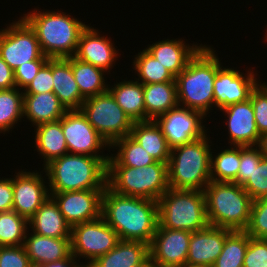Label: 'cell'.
<instances>
[{"label": "cell", "instance_id": "cell-1", "mask_svg": "<svg viewBox=\"0 0 267 267\" xmlns=\"http://www.w3.org/2000/svg\"><path fill=\"white\" fill-rule=\"evenodd\" d=\"M101 216L116 231L120 240L150 245L159 224L158 202L117 194L106 186L102 195Z\"/></svg>", "mask_w": 267, "mask_h": 267}, {"label": "cell", "instance_id": "cell-2", "mask_svg": "<svg viewBox=\"0 0 267 267\" xmlns=\"http://www.w3.org/2000/svg\"><path fill=\"white\" fill-rule=\"evenodd\" d=\"M108 159L69 153L54 159L44 167L49 193L104 190Z\"/></svg>", "mask_w": 267, "mask_h": 267}, {"label": "cell", "instance_id": "cell-3", "mask_svg": "<svg viewBox=\"0 0 267 267\" xmlns=\"http://www.w3.org/2000/svg\"><path fill=\"white\" fill-rule=\"evenodd\" d=\"M213 50L204 45L175 77L179 105L205 116L215 104L213 83L217 71L223 67Z\"/></svg>", "mask_w": 267, "mask_h": 267}, {"label": "cell", "instance_id": "cell-4", "mask_svg": "<svg viewBox=\"0 0 267 267\" xmlns=\"http://www.w3.org/2000/svg\"><path fill=\"white\" fill-rule=\"evenodd\" d=\"M36 10L22 18L34 30L42 53L49 59L75 56L80 35L88 25L64 12Z\"/></svg>", "mask_w": 267, "mask_h": 267}, {"label": "cell", "instance_id": "cell-5", "mask_svg": "<svg viewBox=\"0 0 267 267\" xmlns=\"http://www.w3.org/2000/svg\"><path fill=\"white\" fill-rule=\"evenodd\" d=\"M209 225L245 231L250 221L253 199L233 182L210 181L204 188Z\"/></svg>", "mask_w": 267, "mask_h": 267}, {"label": "cell", "instance_id": "cell-6", "mask_svg": "<svg viewBox=\"0 0 267 267\" xmlns=\"http://www.w3.org/2000/svg\"><path fill=\"white\" fill-rule=\"evenodd\" d=\"M207 136L171 149L168 162L169 188L204 191L210 183L212 149Z\"/></svg>", "mask_w": 267, "mask_h": 267}, {"label": "cell", "instance_id": "cell-7", "mask_svg": "<svg viewBox=\"0 0 267 267\" xmlns=\"http://www.w3.org/2000/svg\"><path fill=\"white\" fill-rule=\"evenodd\" d=\"M107 186L117 194L158 201L169 189L168 163L155 161L141 168L107 166Z\"/></svg>", "mask_w": 267, "mask_h": 267}, {"label": "cell", "instance_id": "cell-8", "mask_svg": "<svg viewBox=\"0 0 267 267\" xmlns=\"http://www.w3.org/2000/svg\"><path fill=\"white\" fill-rule=\"evenodd\" d=\"M157 202L158 227L194 232L209 225L204 191L169 188Z\"/></svg>", "mask_w": 267, "mask_h": 267}, {"label": "cell", "instance_id": "cell-9", "mask_svg": "<svg viewBox=\"0 0 267 267\" xmlns=\"http://www.w3.org/2000/svg\"><path fill=\"white\" fill-rule=\"evenodd\" d=\"M80 110L109 146L131 133L134 122L109 91L85 99Z\"/></svg>", "mask_w": 267, "mask_h": 267}, {"label": "cell", "instance_id": "cell-10", "mask_svg": "<svg viewBox=\"0 0 267 267\" xmlns=\"http://www.w3.org/2000/svg\"><path fill=\"white\" fill-rule=\"evenodd\" d=\"M71 253L75 259H89L91 264L99 256L112 250L120 241L116 231L109 226L104 218L80 223L71 227Z\"/></svg>", "mask_w": 267, "mask_h": 267}, {"label": "cell", "instance_id": "cell-11", "mask_svg": "<svg viewBox=\"0 0 267 267\" xmlns=\"http://www.w3.org/2000/svg\"><path fill=\"white\" fill-rule=\"evenodd\" d=\"M0 57L13 71L27 62L49 59L42 53L34 30L22 17L0 30Z\"/></svg>", "mask_w": 267, "mask_h": 267}, {"label": "cell", "instance_id": "cell-12", "mask_svg": "<svg viewBox=\"0 0 267 267\" xmlns=\"http://www.w3.org/2000/svg\"><path fill=\"white\" fill-rule=\"evenodd\" d=\"M180 106L154 119L171 149L199 139L207 131L202 123L206 116L202 112Z\"/></svg>", "mask_w": 267, "mask_h": 267}, {"label": "cell", "instance_id": "cell-13", "mask_svg": "<svg viewBox=\"0 0 267 267\" xmlns=\"http://www.w3.org/2000/svg\"><path fill=\"white\" fill-rule=\"evenodd\" d=\"M62 131L69 153L109 157L97 153L103 147L107 146L109 148L110 146L88 122L87 117L81 110H68L65 113L62 117Z\"/></svg>", "mask_w": 267, "mask_h": 267}, {"label": "cell", "instance_id": "cell-14", "mask_svg": "<svg viewBox=\"0 0 267 267\" xmlns=\"http://www.w3.org/2000/svg\"><path fill=\"white\" fill-rule=\"evenodd\" d=\"M192 232L157 227L149 245V257L155 267H184Z\"/></svg>", "mask_w": 267, "mask_h": 267}, {"label": "cell", "instance_id": "cell-15", "mask_svg": "<svg viewBox=\"0 0 267 267\" xmlns=\"http://www.w3.org/2000/svg\"><path fill=\"white\" fill-rule=\"evenodd\" d=\"M103 191L80 190L49 194L57 203L66 222L72 227L101 216Z\"/></svg>", "mask_w": 267, "mask_h": 267}, {"label": "cell", "instance_id": "cell-16", "mask_svg": "<svg viewBox=\"0 0 267 267\" xmlns=\"http://www.w3.org/2000/svg\"><path fill=\"white\" fill-rule=\"evenodd\" d=\"M44 178L39 172H18L12 178L13 210L29 220L50 197Z\"/></svg>", "mask_w": 267, "mask_h": 267}, {"label": "cell", "instance_id": "cell-17", "mask_svg": "<svg viewBox=\"0 0 267 267\" xmlns=\"http://www.w3.org/2000/svg\"><path fill=\"white\" fill-rule=\"evenodd\" d=\"M254 72L247 76L232 68H220L214 79L215 107L223 109L228 105L244 102L250 98L252 90L259 83Z\"/></svg>", "mask_w": 267, "mask_h": 267}, {"label": "cell", "instance_id": "cell-18", "mask_svg": "<svg viewBox=\"0 0 267 267\" xmlns=\"http://www.w3.org/2000/svg\"><path fill=\"white\" fill-rule=\"evenodd\" d=\"M232 230L208 225L191 234L186 265L212 266Z\"/></svg>", "mask_w": 267, "mask_h": 267}, {"label": "cell", "instance_id": "cell-19", "mask_svg": "<svg viewBox=\"0 0 267 267\" xmlns=\"http://www.w3.org/2000/svg\"><path fill=\"white\" fill-rule=\"evenodd\" d=\"M229 142L231 146H256L260 134L255 122L254 109L251 100L226 106Z\"/></svg>", "mask_w": 267, "mask_h": 267}, {"label": "cell", "instance_id": "cell-20", "mask_svg": "<svg viewBox=\"0 0 267 267\" xmlns=\"http://www.w3.org/2000/svg\"><path fill=\"white\" fill-rule=\"evenodd\" d=\"M99 35L96 29L87 26L80 35L74 57L107 72L116 62L118 53L110 39Z\"/></svg>", "mask_w": 267, "mask_h": 267}, {"label": "cell", "instance_id": "cell-21", "mask_svg": "<svg viewBox=\"0 0 267 267\" xmlns=\"http://www.w3.org/2000/svg\"><path fill=\"white\" fill-rule=\"evenodd\" d=\"M26 236L23 247L33 267L59 262L72 256L70 238H52L33 232Z\"/></svg>", "mask_w": 267, "mask_h": 267}, {"label": "cell", "instance_id": "cell-22", "mask_svg": "<svg viewBox=\"0 0 267 267\" xmlns=\"http://www.w3.org/2000/svg\"><path fill=\"white\" fill-rule=\"evenodd\" d=\"M183 40H162L153 43L145 50L167 68L175 77L182 72L188 62L197 54L203 45H185Z\"/></svg>", "mask_w": 267, "mask_h": 267}, {"label": "cell", "instance_id": "cell-23", "mask_svg": "<svg viewBox=\"0 0 267 267\" xmlns=\"http://www.w3.org/2000/svg\"><path fill=\"white\" fill-rule=\"evenodd\" d=\"M67 111L54 92L23 96V116H26L35 127L60 120Z\"/></svg>", "mask_w": 267, "mask_h": 267}, {"label": "cell", "instance_id": "cell-24", "mask_svg": "<svg viewBox=\"0 0 267 267\" xmlns=\"http://www.w3.org/2000/svg\"><path fill=\"white\" fill-rule=\"evenodd\" d=\"M34 233L52 238H71V226L50 196L28 220Z\"/></svg>", "mask_w": 267, "mask_h": 267}, {"label": "cell", "instance_id": "cell-25", "mask_svg": "<svg viewBox=\"0 0 267 267\" xmlns=\"http://www.w3.org/2000/svg\"><path fill=\"white\" fill-rule=\"evenodd\" d=\"M53 92L67 110H80L84 98L65 58L52 59Z\"/></svg>", "mask_w": 267, "mask_h": 267}, {"label": "cell", "instance_id": "cell-26", "mask_svg": "<svg viewBox=\"0 0 267 267\" xmlns=\"http://www.w3.org/2000/svg\"><path fill=\"white\" fill-rule=\"evenodd\" d=\"M149 256V245L140 241L120 240L105 255L95 259L91 267H134Z\"/></svg>", "mask_w": 267, "mask_h": 267}, {"label": "cell", "instance_id": "cell-27", "mask_svg": "<svg viewBox=\"0 0 267 267\" xmlns=\"http://www.w3.org/2000/svg\"><path fill=\"white\" fill-rule=\"evenodd\" d=\"M130 136L156 161L169 162L171 148L154 120L134 122Z\"/></svg>", "mask_w": 267, "mask_h": 267}, {"label": "cell", "instance_id": "cell-28", "mask_svg": "<svg viewBox=\"0 0 267 267\" xmlns=\"http://www.w3.org/2000/svg\"><path fill=\"white\" fill-rule=\"evenodd\" d=\"M145 121L154 120L179 105L176 82L143 84Z\"/></svg>", "mask_w": 267, "mask_h": 267}, {"label": "cell", "instance_id": "cell-29", "mask_svg": "<svg viewBox=\"0 0 267 267\" xmlns=\"http://www.w3.org/2000/svg\"><path fill=\"white\" fill-rule=\"evenodd\" d=\"M35 145L44 157V167L54 159L68 154L66 139L62 131V118L36 126Z\"/></svg>", "mask_w": 267, "mask_h": 267}, {"label": "cell", "instance_id": "cell-30", "mask_svg": "<svg viewBox=\"0 0 267 267\" xmlns=\"http://www.w3.org/2000/svg\"><path fill=\"white\" fill-rule=\"evenodd\" d=\"M138 81H121L108 87L117 104L131 118L133 122L145 121V103L143 84Z\"/></svg>", "mask_w": 267, "mask_h": 267}, {"label": "cell", "instance_id": "cell-31", "mask_svg": "<svg viewBox=\"0 0 267 267\" xmlns=\"http://www.w3.org/2000/svg\"><path fill=\"white\" fill-rule=\"evenodd\" d=\"M65 59L71 64L73 76L84 99L108 91L103 77L104 70L82 62L74 56Z\"/></svg>", "mask_w": 267, "mask_h": 267}, {"label": "cell", "instance_id": "cell-32", "mask_svg": "<svg viewBox=\"0 0 267 267\" xmlns=\"http://www.w3.org/2000/svg\"><path fill=\"white\" fill-rule=\"evenodd\" d=\"M119 147L116 156H109L107 166H129L141 168L156 160L130 135L116 140L111 146Z\"/></svg>", "mask_w": 267, "mask_h": 267}, {"label": "cell", "instance_id": "cell-33", "mask_svg": "<svg viewBox=\"0 0 267 267\" xmlns=\"http://www.w3.org/2000/svg\"><path fill=\"white\" fill-rule=\"evenodd\" d=\"M210 181L233 182L240 167V146L221 150L215 158L211 152Z\"/></svg>", "mask_w": 267, "mask_h": 267}, {"label": "cell", "instance_id": "cell-34", "mask_svg": "<svg viewBox=\"0 0 267 267\" xmlns=\"http://www.w3.org/2000/svg\"><path fill=\"white\" fill-rule=\"evenodd\" d=\"M248 243L249 235L245 231H232L212 267H243Z\"/></svg>", "mask_w": 267, "mask_h": 267}, {"label": "cell", "instance_id": "cell-35", "mask_svg": "<svg viewBox=\"0 0 267 267\" xmlns=\"http://www.w3.org/2000/svg\"><path fill=\"white\" fill-rule=\"evenodd\" d=\"M133 63L142 84L175 82V76L146 50L140 51Z\"/></svg>", "mask_w": 267, "mask_h": 267}, {"label": "cell", "instance_id": "cell-36", "mask_svg": "<svg viewBox=\"0 0 267 267\" xmlns=\"http://www.w3.org/2000/svg\"><path fill=\"white\" fill-rule=\"evenodd\" d=\"M14 87L0 90V133L10 131L23 117V91Z\"/></svg>", "mask_w": 267, "mask_h": 267}, {"label": "cell", "instance_id": "cell-37", "mask_svg": "<svg viewBox=\"0 0 267 267\" xmlns=\"http://www.w3.org/2000/svg\"><path fill=\"white\" fill-rule=\"evenodd\" d=\"M28 220L14 210L0 212V247L23 245Z\"/></svg>", "mask_w": 267, "mask_h": 267}, {"label": "cell", "instance_id": "cell-38", "mask_svg": "<svg viewBox=\"0 0 267 267\" xmlns=\"http://www.w3.org/2000/svg\"><path fill=\"white\" fill-rule=\"evenodd\" d=\"M245 232L253 238L267 239V197L252 202L250 221Z\"/></svg>", "mask_w": 267, "mask_h": 267}, {"label": "cell", "instance_id": "cell-39", "mask_svg": "<svg viewBox=\"0 0 267 267\" xmlns=\"http://www.w3.org/2000/svg\"><path fill=\"white\" fill-rule=\"evenodd\" d=\"M263 155L257 146H240V167L236 177V184L243 186L258 168Z\"/></svg>", "mask_w": 267, "mask_h": 267}, {"label": "cell", "instance_id": "cell-40", "mask_svg": "<svg viewBox=\"0 0 267 267\" xmlns=\"http://www.w3.org/2000/svg\"><path fill=\"white\" fill-rule=\"evenodd\" d=\"M249 99L254 109L255 122L261 136L267 133V84H257Z\"/></svg>", "mask_w": 267, "mask_h": 267}, {"label": "cell", "instance_id": "cell-41", "mask_svg": "<svg viewBox=\"0 0 267 267\" xmlns=\"http://www.w3.org/2000/svg\"><path fill=\"white\" fill-rule=\"evenodd\" d=\"M254 200L267 197V158H262L251 178L242 186Z\"/></svg>", "mask_w": 267, "mask_h": 267}, {"label": "cell", "instance_id": "cell-42", "mask_svg": "<svg viewBox=\"0 0 267 267\" xmlns=\"http://www.w3.org/2000/svg\"><path fill=\"white\" fill-rule=\"evenodd\" d=\"M267 266V239L249 236L248 248L245 253L243 267Z\"/></svg>", "mask_w": 267, "mask_h": 267}, {"label": "cell", "instance_id": "cell-43", "mask_svg": "<svg viewBox=\"0 0 267 267\" xmlns=\"http://www.w3.org/2000/svg\"><path fill=\"white\" fill-rule=\"evenodd\" d=\"M23 90V94L53 92L52 59L40 68L35 78Z\"/></svg>", "mask_w": 267, "mask_h": 267}, {"label": "cell", "instance_id": "cell-44", "mask_svg": "<svg viewBox=\"0 0 267 267\" xmlns=\"http://www.w3.org/2000/svg\"><path fill=\"white\" fill-rule=\"evenodd\" d=\"M0 267H33L25 249L20 246L0 247Z\"/></svg>", "mask_w": 267, "mask_h": 267}, {"label": "cell", "instance_id": "cell-45", "mask_svg": "<svg viewBox=\"0 0 267 267\" xmlns=\"http://www.w3.org/2000/svg\"><path fill=\"white\" fill-rule=\"evenodd\" d=\"M49 59H37L30 62H27L25 65H20L14 70V79L16 87L24 89L37 75L40 68L48 61Z\"/></svg>", "mask_w": 267, "mask_h": 267}, {"label": "cell", "instance_id": "cell-46", "mask_svg": "<svg viewBox=\"0 0 267 267\" xmlns=\"http://www.w3.org/2000/svg\"><path fill=\"white\" fill-rule=\"evenodd\" d=\"M13 198L12 179H0V212L13 210Z\"/></svg>", "mask_w": 267, "mask_h": 267}, {"label": "cell", "instance_id": "cell-47", "mask_svg": "<svg viewBox=\"0 0 267 267\" xmlns=\"http://www.w3.org/2000/svg\"><path fill=\"white\" fill-rule=\"evenodd\" d=\"M16 87L14 71L0 57V90H7Z\"/></svg>", "mask_w": 267, "mask_h": 267}, {"label": "cell", "instance_id": "cell-48", "mask_svg": "<svg viewBox=\"0 0 267 267\" xmlns=\"http://www.w3.org/2000/svg\"><path fill=\"white\" fill-rule=\"evenodd\" d=\"M75 257L72 255L70 258L59 261V262H53V263H48L42 266H37V267H79V263H76Z\"/></svg>", "mask_w": 267, "mask_h": 267}, {"label": "cell", "instance_id": "cell-49", "mask_svg": "<svg viewBox=\"0 0 267 267\" xmlns=\"http://www.w3.org/2000/svg\"><path fill=\"white\" fill-rule=\"evenodd\" d=\"M256 146H258L263 157L267 158V133L260 136L258 144Z\"/></svg>", "mask_w": 267, "mask_h": 267}, {"label": "cell", "instance_id": "cell-50", "mask_svg": "<svg viewBox=\"0 0 267 267\" xmlns=\"http://www.w3.org/2000/svg\"><path fill=\"white\" fill-rule=\"evenodd\" d=\"M134 267H155V265L151 261V258L148 256L141 264Z\"/></svg>", "mask_w": 267, "mask_h": 267}, {"label": "cell", "instance_id": "cell-51", "mask_svg": "<svg viewBox=\"0 0 267 267\" xmlns=\"http://www.w3.org/2000/svg\"><path fill=\"white\" fill-rule=\"evenodd\" d=\"M184 267H212V266H203V265H185Z\"/></svg>", "mask_w": 267, "mask_h": 267}, {"label": "cell", "instance_id": "cell-52", "mask_svg": "<svg viewBox=\"0 0 267 267\" xmlns=\"http://www.w3.org/2000/svg\"><path fill=\"white\" fill-rule=\"evenodd\" d=\"M80 267H91L89 264H80Z\"/></svg>", "mask_w": 267, "mask_h": 267}]
</instances>
